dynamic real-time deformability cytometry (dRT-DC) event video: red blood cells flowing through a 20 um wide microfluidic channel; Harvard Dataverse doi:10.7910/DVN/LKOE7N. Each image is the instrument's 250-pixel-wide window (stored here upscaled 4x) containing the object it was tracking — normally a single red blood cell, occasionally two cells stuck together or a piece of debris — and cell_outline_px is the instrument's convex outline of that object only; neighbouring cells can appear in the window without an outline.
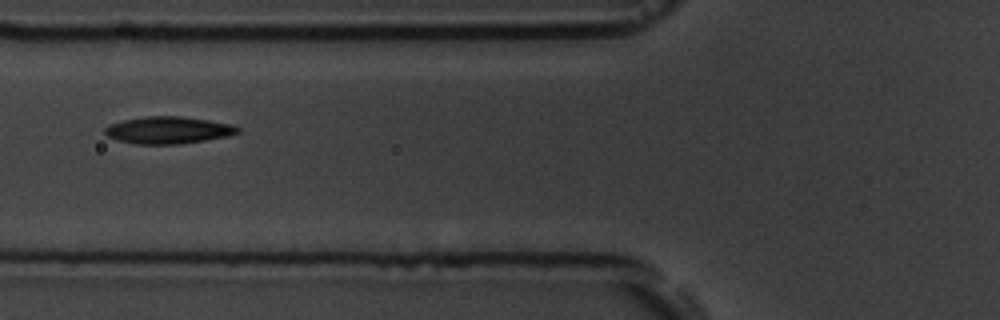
{"species": "common noctule bat (a hibernating species)", "species_latin": "Nyctalus noctula", "temperature_condition": "room temperature", "stored_images_in_passage": 12, "camera_frame_rate_fps": 3000, "um_per_image_px": 0.085, "animal": {"sex": "male", "body_mass_g": 19.5, "forearm_length_mm": 54.6}, "frame": {"image": 1, "passage_image": 3, "time_ms": 2.333, "image_size_px": [1000, 320], "cell_outline_px": [[240, 132], [228, 136], [180, 144], [136, 144], [116, 140], [108, 136], [104, 132], [104, 128], [108, 124], [124, 120], [144, 116], [180, 116], [208, 120], [232, 124], [240, 128]], "centroid_in_image_um": [14.28, 11.06], "position_along_channel_um": 111.5, "area_um2": 21.04}}
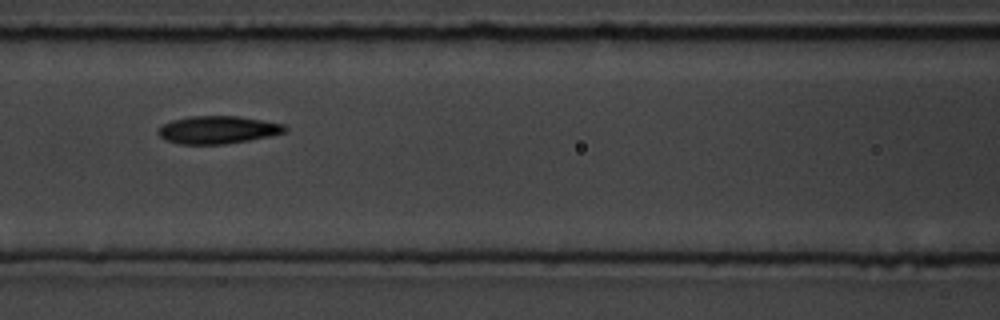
{"frame": {"image": 2, "passage_image": 4, "time_ms": 3.333, "image_size_px": [1000, 320], "cell_outline_px": [[288, 128], [284, 132], [268, 136], [248, 140], [224, 144], [180, 144], [168, 140], [160, 136], [156, 132], [164, 124], [172, 120], [188, 116], [236, 116], [284, 124]], "centroid_in_image_um": [18.49, 11.03], "position_along_channel_um": 148.1, "area_um2": 20.17}, "authors_computed_cell_mechanics": {"area_um2": 19.5942, "velocity_mm_per_s": 3.6309, "shape_relaxation_time_tau1_ms": 5.0112, "shape_relaxation_time_tau2_ms": 4.2828, "deformation_change_tau1": 0.1607, "deformation_change_tau2": 0.1227}}